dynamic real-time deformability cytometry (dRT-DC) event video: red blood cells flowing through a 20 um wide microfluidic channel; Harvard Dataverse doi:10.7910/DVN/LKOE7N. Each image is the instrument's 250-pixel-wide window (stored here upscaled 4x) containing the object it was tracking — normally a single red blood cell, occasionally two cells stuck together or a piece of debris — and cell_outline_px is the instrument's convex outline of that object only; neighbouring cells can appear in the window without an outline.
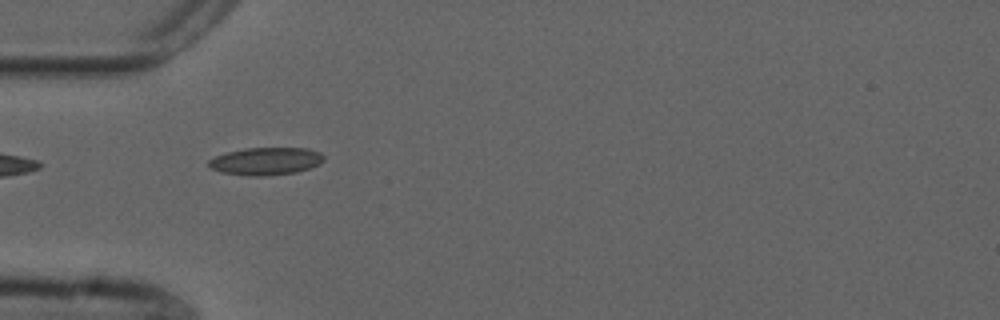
{"species": "common noctule bat (a hibernating species)", "species_latin": "Nyctalus noctula", "temperature_condition": "cold", "stored_images_in_passage": 6, "camera_frame_rate_fps": 3000, "um_per_image_px": 0.085, "animal": {"sex": "male", "forearm_length_mm": 52.5}, "frame": {"image": 1, "passage_image": 5, "time_ms": 1.333, "image_size_px": [1000, 320], "cell_outline_px": [[324, 160], [320, 164], [296, 172], [264, 176], [248, 176], [220, 172], [212, 168], [208, 164], [208, 160], [216, 156], [228, 152], [244, 148], [308, 148], [320, 152], [324, 156]], "centroid_in_image_um": [22.61, 13.7], "position_along_channel_um": 62.4, "area_um2": 18.5}}
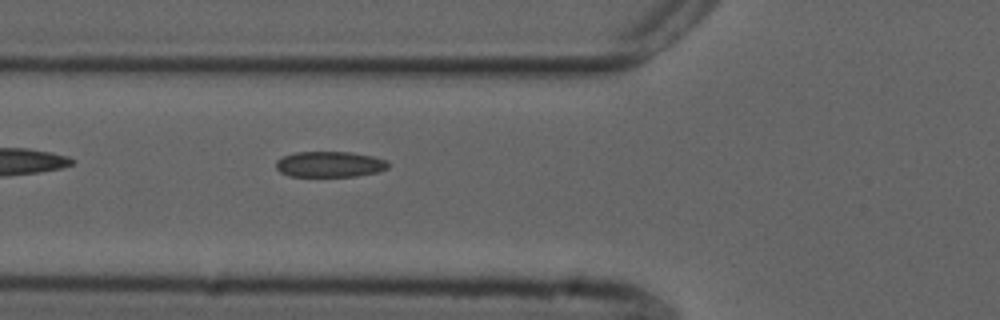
{"frame": {"image": 2, "passage_image": 6, "time_ms": 1.667, "image_size_px": [1000, 320], "cell_outline_px": [[388, 168], [380, 172], [356, 176], [288, 176], [280, 172], [276, 168], [276, 160], [284, 156], [296, 152], [352, 152], [372, 156], [388, 160]], "centroid_in_image_um": [28.05, 13.96], "position_along_channel_um": 97.8, "area_um2": 16.94}}